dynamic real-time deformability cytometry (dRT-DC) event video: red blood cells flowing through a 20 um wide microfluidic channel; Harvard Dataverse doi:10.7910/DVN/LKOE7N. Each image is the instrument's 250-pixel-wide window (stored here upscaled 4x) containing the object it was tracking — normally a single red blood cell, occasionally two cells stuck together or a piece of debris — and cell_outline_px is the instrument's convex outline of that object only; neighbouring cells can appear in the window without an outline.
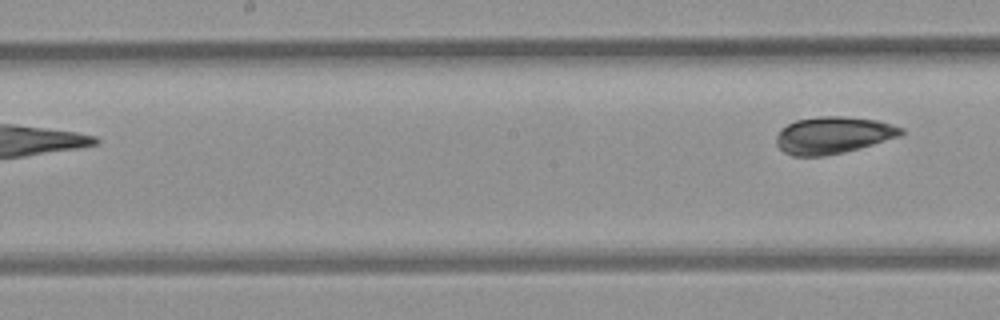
{"species": "common noctule bat (a hibernating species)", "species_latin": "Nyctalus noctula", "temperature_condition": "room temperature", "stored_images_in_passage": 8, "camera_frame_rate_fps": 3000, "um_per_image_px": 0.085, "animal": {"sex": "female", "body_mass_g": 21.9}, "frame": {"image": 1, "passage_image": 8, "time_ms": 2.333, "image_size_px": [1000, 320], "cell_outline_px": [[904, 132], [900, 136], [860, 148], [844, 152], [824, 156], [792, 156], [784, 152], [776, 144], [776, 136], [788, 124], [796, 120], [820, 116], [844, 116], [876, 120], [892, 124], [904, 128]], "centroid_in_image_um": [70.83, 11.49], "position_along_channel_um": 177.4, "area_um2": 26.82}}